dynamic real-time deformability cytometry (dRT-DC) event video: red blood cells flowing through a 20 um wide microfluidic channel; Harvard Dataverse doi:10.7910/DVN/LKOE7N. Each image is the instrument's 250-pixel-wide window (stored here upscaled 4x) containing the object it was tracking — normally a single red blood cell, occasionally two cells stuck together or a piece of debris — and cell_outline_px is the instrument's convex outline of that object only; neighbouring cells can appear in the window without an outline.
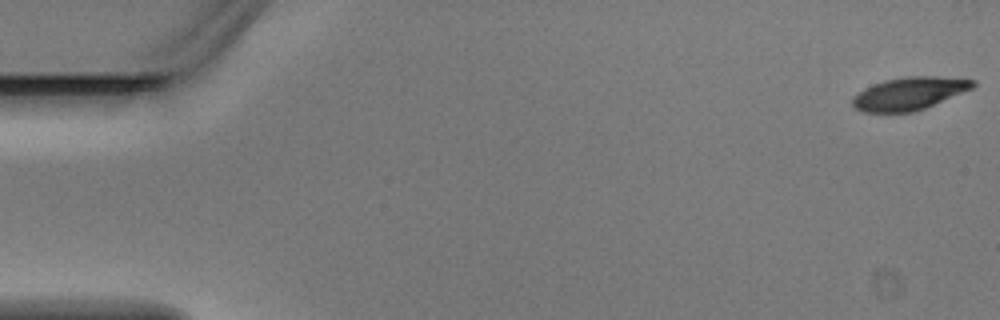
{"species": "Egyptian fruit bat (a non-hibernating species)", "species_latin": "Rousettus aegyptiacus", "temperature_condition": "warm", "stored_images_in_passage": 5, "camera_frame_rate_fps": 3000, "um_per_image_px": 0.085, "animal": {"sex": "male"}, "frame": {"image": 1, "passage_image": 1, "time_ms": 0.0, "image_size_px": [1000, 320], "cell_outline_px": [[976, 84], [972, 88], [924, 108], [912, 112], [864, 112], [856, 108], [852, 104], [852, 96], [864, 88], [884, 80], [908, 76], [940, 76], [976, 80]], "centroid_in_image_um": [77.26, 7.93], "position_along_channel_um": 7.7, "area_um2": 22.77}}
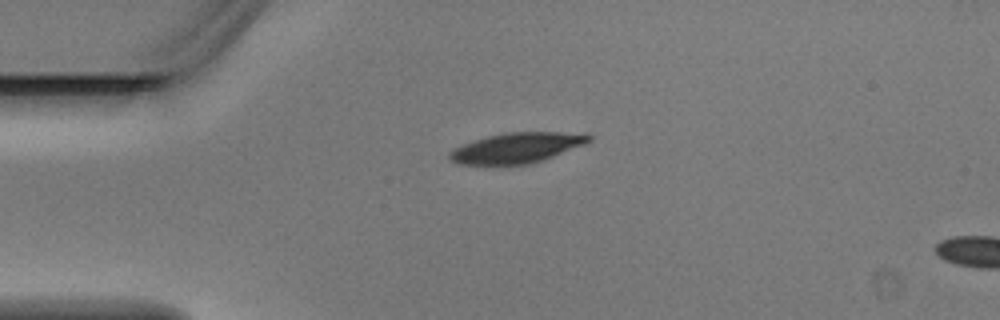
{"frame": {"image": 2, "passage_image": 4, "time_ms": 1.0, "image_size_px": [1000, 320], "cell_outline_px": [[592, 140], [584, 144], [552, 156], [528, 164], [456, 164], [448, 160], [448, 152], [452, 148], [488, 136], [504, 132], [584, 132], [592, 136]], "centroid_in_image_um": [43.91, 12.55], "position_along_channel_um": 41.1, "area_um2": 24.51}}